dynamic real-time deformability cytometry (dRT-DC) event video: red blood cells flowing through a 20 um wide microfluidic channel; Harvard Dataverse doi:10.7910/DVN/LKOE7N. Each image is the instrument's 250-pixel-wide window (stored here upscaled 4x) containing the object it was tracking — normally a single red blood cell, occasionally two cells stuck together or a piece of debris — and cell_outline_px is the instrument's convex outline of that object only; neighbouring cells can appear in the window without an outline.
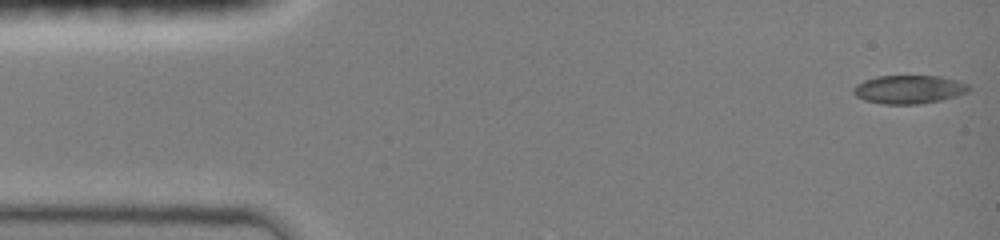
{"species": "common noctule bat (a hibernating species)", "species_latin": "Nyctalus noctula", "temperature_condition": "room temperature", "stored_images_in_passage": 47, "camera_frame_rate_fps": 3000, "um_per_image_px": 0.085, "animal": {"sex": "female", "body_mass_g": 19.0, "forearm_length_mm": 51.5}, "frame": {"image": 1, "passage_image": 1, "time_ms": 0.0, "image_size_px": [1000, 240], "cell_outline_px": [[972, 88], [968, 92], [956, 96], [940, 100], [916, 104], [884, 104], [864, 100], [856, 96], [852, 92], [852, 88], [856, 84], [864, 80], [876, 76], [940, 76], [956, 80], [968, 84]], "centroid_in_image_um": [77.24, 7.59], "position_along_channel_um": 7.8, "area_um2": 19.19}}
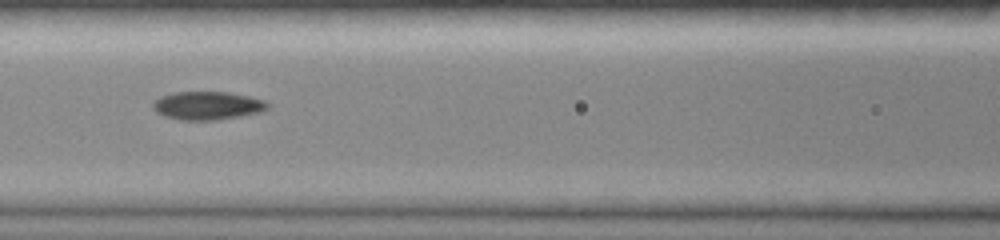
{"frame": {"image": 2, "passage_image": 20, "time_ms": 6.333, "image_size_px": [1000, 240], "cell_outline_px": [[268, 108], [260, 112], [240, 116], [216, 120], [180, 120], [164, 116], [156, 112], [152, 108], [152, 104], [160, 96], [172, 92], [228, 92], [268, 100]], "centroid_in_image_um": [17.63, 8.97], "position_along_channel_um": 149.0, "area_um2": 19.02}}
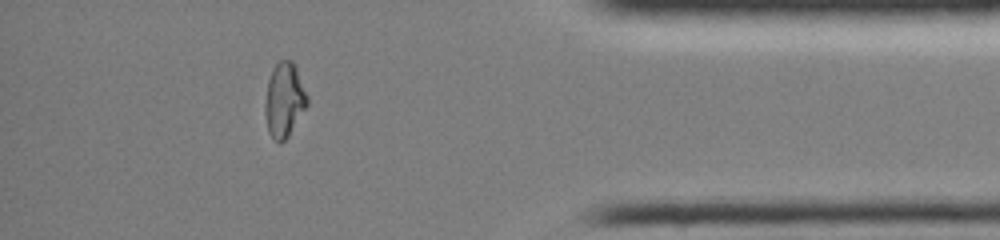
{"frame": {"image": 3, "passage_image": 41, "time_ms": 13.333, "image_size_px": [1000, 240], "cell_outline_px": [[308, 104], [288, 136], [280, 144], [268, 132], [264, 112], [264, 104], [268, 80], [272, 68], [280, 60], [292, 60], [296, 68], [308, 96]], "centroid_in_image_um": [24.15, 8.49], "position_along_channel_um": 411.1, "area_um2": 18.26}, "authors_computed_cell_mechanics": {"area_um2": 18.496, "velocity_mm_per_s": 4.0719, "shape_relaxation_time_tau1_ms": null, "shape_relaxation_time_tau2_ms": 2.598, "deformation_change_tau1": null, "deformation_change_tau2": 0.0678}}